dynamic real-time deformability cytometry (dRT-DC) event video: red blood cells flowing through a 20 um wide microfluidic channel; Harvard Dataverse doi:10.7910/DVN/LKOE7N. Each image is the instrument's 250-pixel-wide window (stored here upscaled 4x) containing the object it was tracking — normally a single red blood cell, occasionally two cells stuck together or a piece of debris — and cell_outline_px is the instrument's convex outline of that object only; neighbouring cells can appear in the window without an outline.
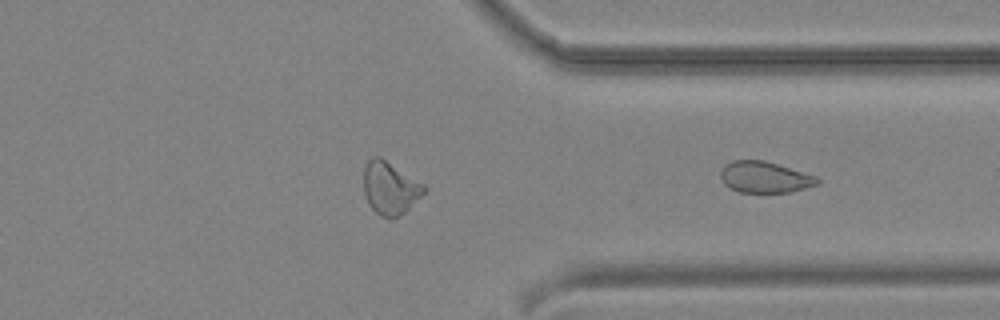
{"species": "common noctule bat (a hibernating species)", "species_latin": "Nyctalus noctula", "temperature_condition": "cold", "stored_images_in_passage": 22, "segment_of_instrument_passage": [2, 2], "camera_frame_rate_fps": 3000, "um_per_image_px": 0.085, "animal": {"sex": "male", "body_mass_g": 19.2, "forearm_length_mm": 51.8}, "frame": {"image": 1, "passage_image": 22, "time_ms": 7.0, "image_size_px": [1000, 320], "cell_outline_px": [[820, 180], [816, 184], [804, 188], [788, 192], [740, 192], [728, 188], [720, 180], [720, 172], [724, 164], [732, 160], [764, 160], [816, 176]], "centroid_in_image_um": [64.93, 15.05], "position_along_channel_um": 346.5, "area_um2": 17.57}}